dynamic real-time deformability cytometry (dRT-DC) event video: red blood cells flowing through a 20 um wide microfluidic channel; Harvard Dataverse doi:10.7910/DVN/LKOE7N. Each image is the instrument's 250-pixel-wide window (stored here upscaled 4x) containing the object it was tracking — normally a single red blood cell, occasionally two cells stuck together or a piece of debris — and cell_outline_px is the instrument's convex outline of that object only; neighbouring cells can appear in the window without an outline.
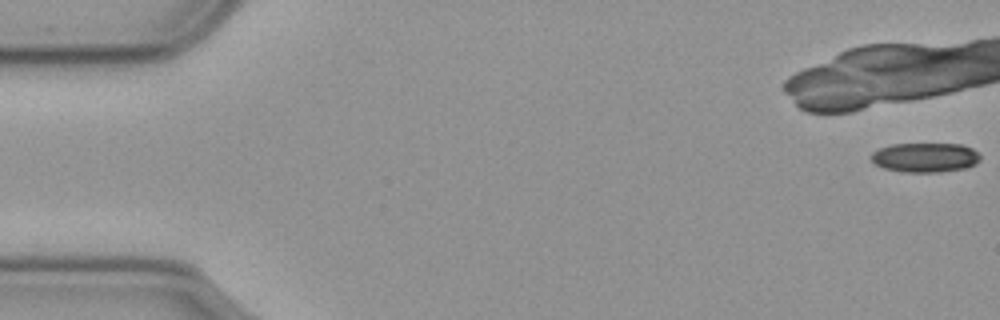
{"species": "common noctule bat (a hibernating species)", "species_latin": "Nyctalus noctula", "temperature_condition": "cold", "stored_images_in_passage": 21, "camera_frame_rate_fps": 3000, "um_per_image_px": 0.085, "animal": {"sex": "male", "body_mass_g": 23.1, "forearm_length_mm": 52.7}, "frame": {"image": 1, "passage_image": 1, "time_ms": 0.0, "image_size_px": [1000, 320], "cell_outline_px": [[980, 160], [976, 164], [964, 168], [940, 172], [900, 172], [884, 168], [876, 164], [872, 160], [872, 152], [880, 148], [892, 144], [960, 144], [972, 148], [980, 156]], "centroid_in_image_um": [78.64, 13.39], "position_along_channel_um": 6.4, "area_um2": 18.67}}